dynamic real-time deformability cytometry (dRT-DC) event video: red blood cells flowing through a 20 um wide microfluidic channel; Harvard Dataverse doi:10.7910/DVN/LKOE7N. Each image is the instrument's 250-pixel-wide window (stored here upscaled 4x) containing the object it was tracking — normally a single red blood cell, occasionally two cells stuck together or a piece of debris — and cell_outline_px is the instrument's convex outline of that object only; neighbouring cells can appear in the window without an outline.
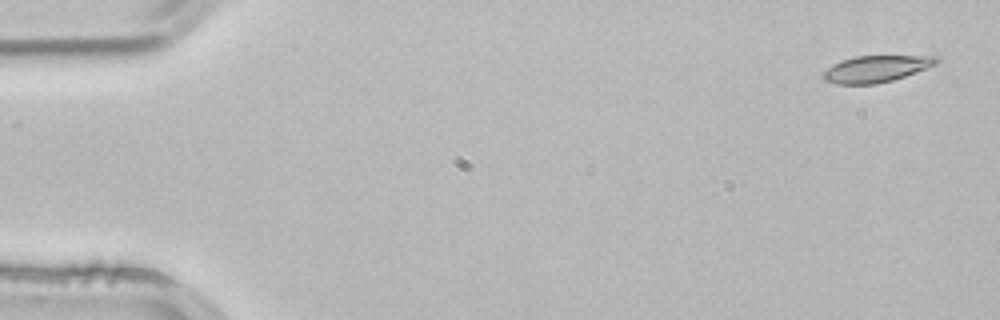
{"species": "common noctule bat (a hibernating species)", "species_latin": "Nyctalus noctula", "temperature_condition": "room temperature", "stored_images_in_passage": 6, "camera_frame_rate_fps": 3000, "um_per_image_px": 0.085, "animal": {"sex": "male", "body_mass_g": 21.5, "forearm_length_mm": 52.0}, "frame": {"image": 1, "passage_image": 1, "time_ms": 0.0, "image_size_px": [1000, 320], "cell_outline_px": [[940, 60], [936, 64], [904, 76], [892, 80], [876, 84], [836, 84], [824, 80], [820, 76], [832, 64], [856, 56], [936, 56]], "centroid_in_image_um": [74.43, 5.86], "position_along_channel_um": 10.6, "area_um2": 17.34}}